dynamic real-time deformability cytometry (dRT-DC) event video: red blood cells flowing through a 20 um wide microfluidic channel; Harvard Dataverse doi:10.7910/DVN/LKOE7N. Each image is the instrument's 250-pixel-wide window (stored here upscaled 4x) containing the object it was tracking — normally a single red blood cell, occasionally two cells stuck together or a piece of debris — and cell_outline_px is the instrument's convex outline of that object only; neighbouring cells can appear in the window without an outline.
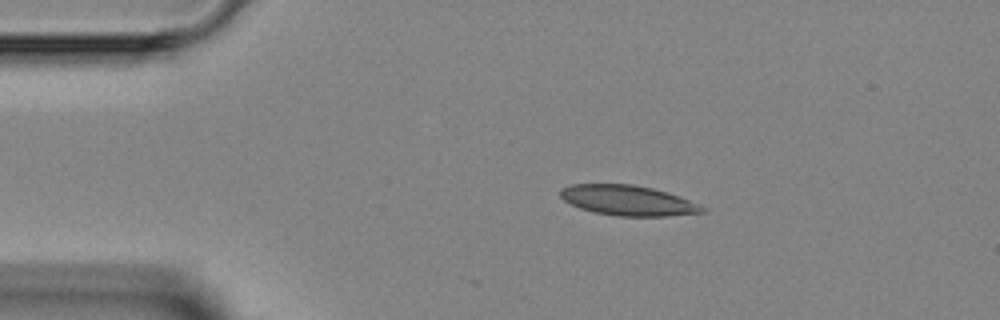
{"species": "Egyptian fruit bat (a non-hibernating species)", "species_latin": "Rousettus aegyptiacus", "temperature_condition": "room temperature", "stored_images_in_passage": 3, "camera_frame_rate_fps": 3000, "um_per_image_px": 0.085, "animal": {"sex": "female"}, "frame": {"image": 1, "passage_image": 1, "time_ms": 0.0, "image_size_px": [1000, 320], "cell_outline_px": [[708, 208], [704, 212], [668, 216], [616, 216], [596, 212], [580, 208], [564, 200], [560, 196], [560, 188], [572, 184], [632, 184], [652, 188], [688, 200]], "centroid_in_image_um": [53.35, 17.04], "position_along_channel_um": 31.7, "area_um2": 24.68}}
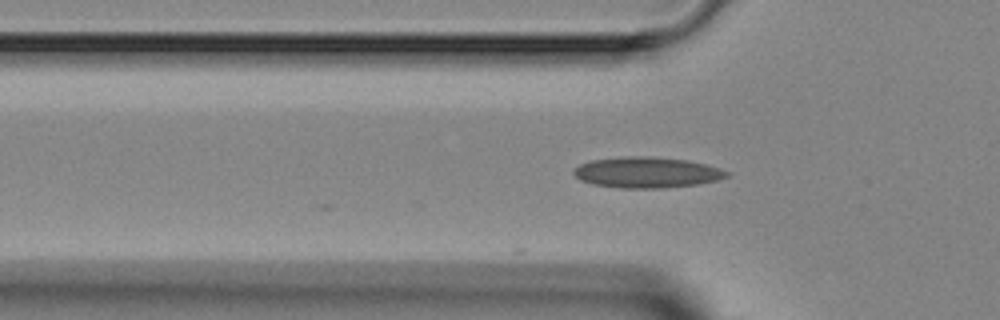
{"frame": {"image": 2, "passage_image": 3, "time_ms": 2.0, "image_size_px": [1000, 320], "cell_outline_px": [[732, 172], [728, 176], [716, 180], [696, 184], [660, 188], [620, 188], [592, 184], [580, 180], [572, 172], [580, 164], [592, 160], [624, 156], [652, 156], [688, 160], [704, 164]], "centroid_in_image_um": [54.97, 14.65], "position_along_channel_um": 70.8, "area_um2": 27.4}}